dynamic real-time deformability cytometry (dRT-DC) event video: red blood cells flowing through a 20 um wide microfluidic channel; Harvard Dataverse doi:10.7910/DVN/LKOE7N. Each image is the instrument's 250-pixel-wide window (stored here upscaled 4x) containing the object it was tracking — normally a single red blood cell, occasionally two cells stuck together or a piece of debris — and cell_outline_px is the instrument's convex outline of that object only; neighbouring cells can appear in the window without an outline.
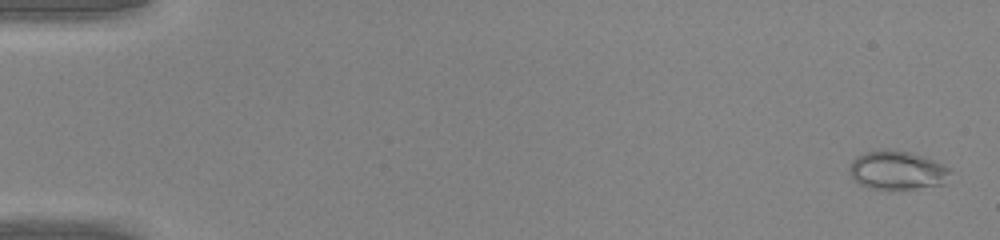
{"species": "common noctule bat (a hibernating species)", "species_latin": "Nyctalus noctula", "temperature_condition": "warm", "stored_images_in_passage": 47, "camera_frame_rate_fps": 3000, "um_per_image_px": 0.085, "animal": {"sex": "male", "body_mass_g": 20.0, "forearm_length_mm": 53.3}, "frame": {"image": 1, "passage_image": 2, "time_ms": 0.333, "image_size_px": [1000, 240], "cell_outline_px": [[952, 172], [948, 184], [888, 192], [868, 188], [852, 180], [848, 168], [852, 160], [856, 156], [864, 152], [880, 148], [884, 148], [912, 152], [924, 156], [952, 168]], "centroid_in_image_um": [76.28, 14.5], "position_along_channel_um": 8.7, "area_um2": 24.1}}
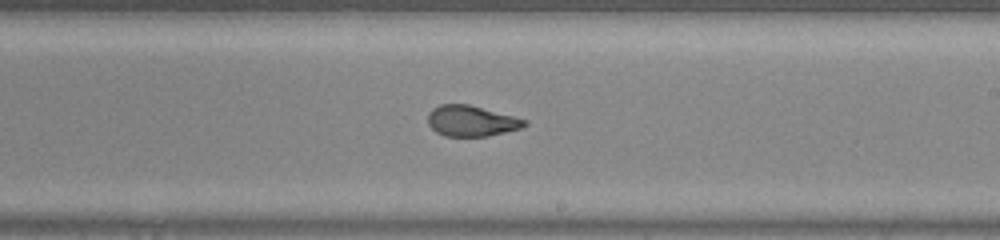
{"frame": {"image": 2, "passage_image": 29, "time_ms": 9.333, "image_size_px": [1000, 240], "cell_outline_px": [[528, 124], [520, 128], [488, 136], [444, 136], [436, 132], [428, 124], [428, 112], [432, 108], [440, 104], [468, 104], [528, 120]], "centroid_in_image_um": [40.04, 10.27], "position_along_channel_um": 249.0, "area_um2": 17.28}}
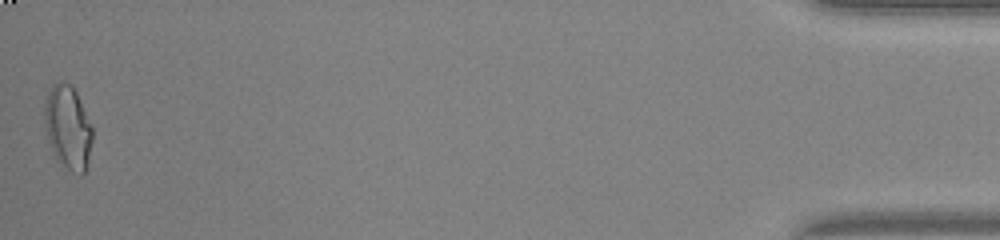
{"frame": {"image": 3, "passage_image": 47, "time_ms": 15.333, "image_size_px": [1000, 240], "cell_outline_px": [[92, 140], [88, 160], [84, 172], [80, 176], [72, 172], [56, 160], [48, 140], [44, 120], [44, 104], [48, 92], [52, 84], [72, 84], [92, 124]], "centroid_in_image_um": [5.77, 10.85], "position_along_channel_um": 429.4, "area_um2": 23.29}}